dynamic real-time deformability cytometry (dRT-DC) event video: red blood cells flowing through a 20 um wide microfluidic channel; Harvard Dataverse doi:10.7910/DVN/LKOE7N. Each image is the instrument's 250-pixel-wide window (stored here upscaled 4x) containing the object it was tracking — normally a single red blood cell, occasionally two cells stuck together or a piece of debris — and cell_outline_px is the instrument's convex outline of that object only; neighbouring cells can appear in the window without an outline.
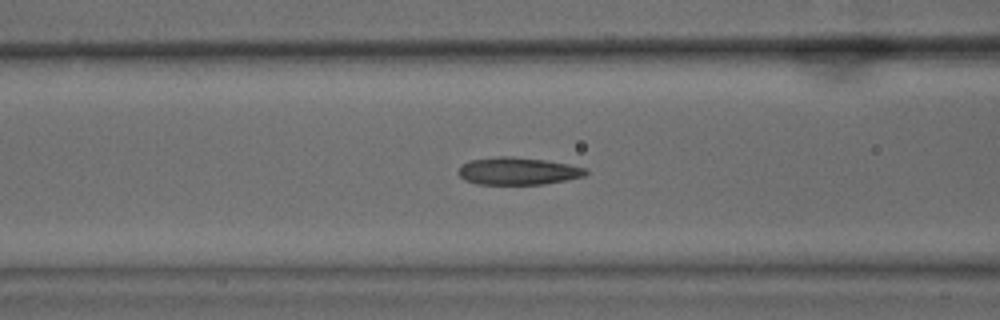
{"species": "common noctule bat (a hibernating species)", "species_latin": "Nyctalus noctula", "temperature_condition": "warm", "stored_images_in_passage": 50, "camera_frame_rate_fps": 3000, "um_per_image_px": 0.085, "animal": {"sex": "male", "body_mass_g": 15.6}, "frame": {"image": 1, "passage_image": 15, "time_ms": 4.667, "image_size_px": [1000, 320], "cell_outline_px": [[588, 172], [584, 176], [568, 180], [544, 184], [476, 184], [464, 180], [460, 176], [460, 168], [468, 160], [500, 156], [512, 156], [544, 160], [568, 164], [588, 168]], "centroid_in_image_um": [44.06, 14.54], "position_along_channel_um": 122.5, "area_um2": 20.35}}
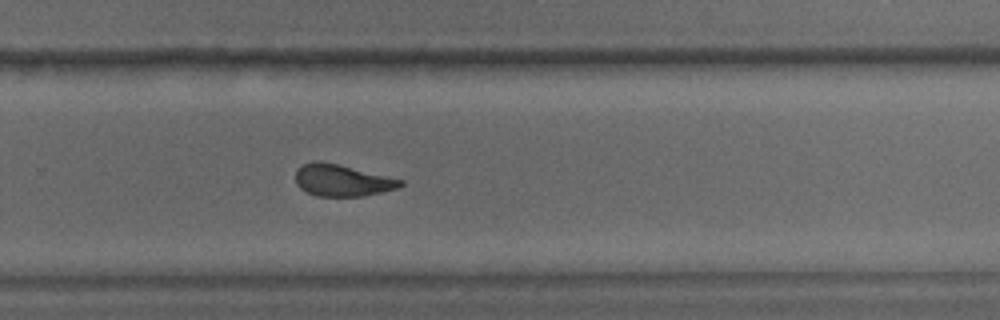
{"frame": {"image": 2, "passage_image": 30, "time_ms": 9.667, "image_size_px": [1000, 320], "cell_outline_px": [[404, 184], [396, 188], [364, 196], [316, 196], [300, 188], [296, 184], [296, 168], [304, 164], [316, 160], [340, 164], [404, 180]], "centroid_in_image_um": [29.06, 15.32], "position_along_channel_um": 300.7, "area_um2": 19.42}}
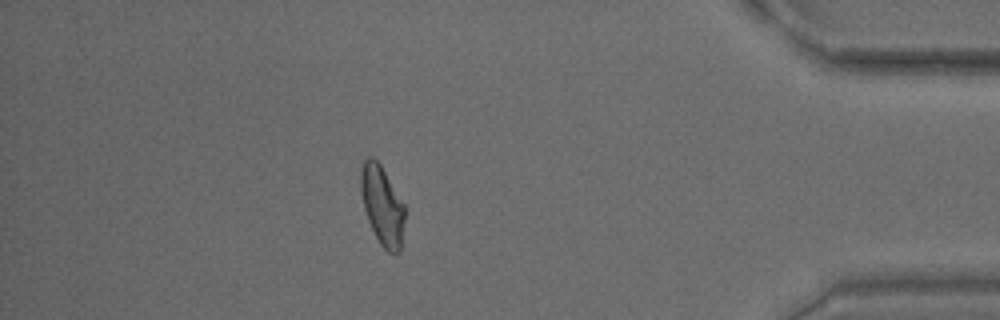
{"frame": {"image": 3, "passage_image": 42, "time_ms": 13.667, "image_size_px": [1000, 320], "cell_outline_px": [[404, 220], [400, 252], [388, 252], [380, 244], [368, 220], [364, 208], [360, 192], [360, 168], [364, 160], [368, 156], [372, 156], [380, 164], [404, 204]], "centroid_in_image_um": [32.46, 17.43], "position_along_channel_um": 402.7, "area_um2": 20.11}, "authors_computed_cell_mechanics": {"area_um2": 20.4323, "velocity_mm_per_s": 3.5666, "shape_relaxation_time_tau1_ms": null, "shape_relaxation_time_tau2_ms": 1.7109, "deformation_change_tau1": null, "deformation_change_tau2": 0.0897}}